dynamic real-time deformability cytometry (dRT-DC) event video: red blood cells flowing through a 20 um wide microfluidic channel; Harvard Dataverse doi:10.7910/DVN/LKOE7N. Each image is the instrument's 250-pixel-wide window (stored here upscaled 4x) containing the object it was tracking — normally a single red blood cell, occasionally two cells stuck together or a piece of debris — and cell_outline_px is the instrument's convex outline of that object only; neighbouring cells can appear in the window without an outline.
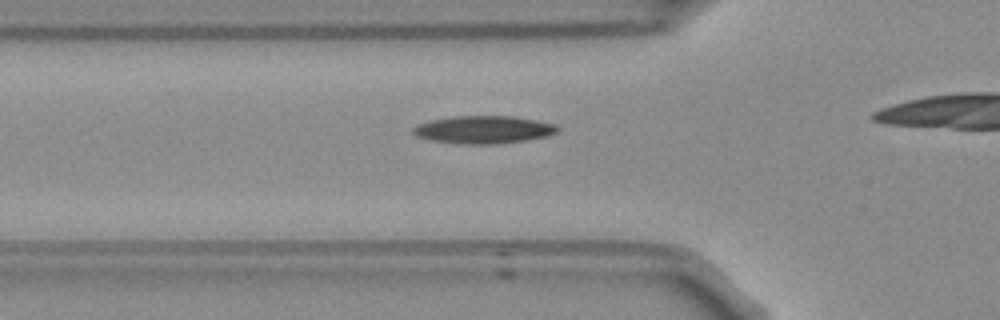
{"species": "Egyptian fruit bat (a non-hibernating species)", "species_latin": "Rousettus aegyptiacus", "temperature_condition": "room temperature", "stored_images_in_passage": 29, "camera_frame_rate_fps": 3000, "um_per_image_px": 0.085, "frame": {"image": 1, "passage_image": 3, "time_ms": 0.667, "image_size_px": [1000, 320], "cell_outline_px": [[560, 132], [548, 136], [524, 140], [492, 144], [456, 144], [432, 140], [416, 136], [412, 132], [412, 128], [420, 124], [432, 120], [456, 116], [512, 116], [536, 120], [556, 124], [560, 128]], "centroid_in_image_um": [41.15, 11.02], "position_along_channel_um": 84.7, "area_um2": 23.29}}
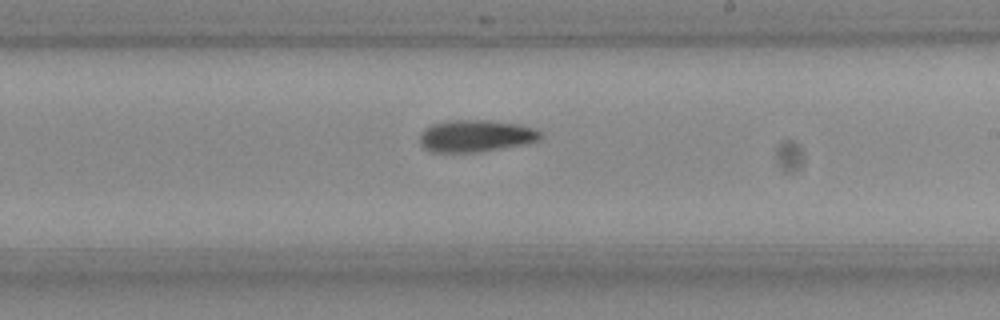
{"frame": {"image": 2, "passage_image": 16, "time_ms": 5.0, "image_size_px": [1000, 320], "cell_outline_px": [[544, 136], [540, 140], [528, 144], [476, 152], [432, 152], [424, 148], [420, 144], [420, 132], [424, 128], [432, 124], [448, 120], [488, 120], [520, 124], [536, 128]], "centroid_in_image_um": [40.47, 11.55], "position_along_channel_um": 248.5, "area_um2": 22.89}}
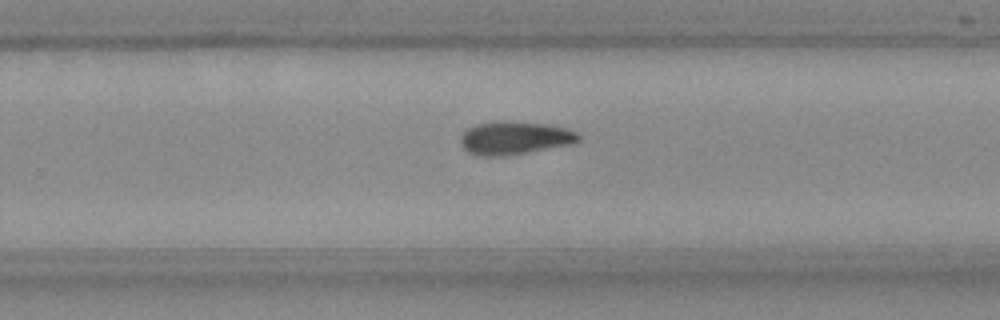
{"frame": {"image": 3, "passage_image": 19, "time_ms": 6.0, "image_size_px": [1000, 320], "cell_outline_px": [[580, 140], [568, 144], [508, 156], [476, 156], [468, 152], [460, 144], [460, 136], [468, 128], [476, 124], [496, 120], [508, 120], [544, 124], [564, 128], [576, 132], [580, 136]], "centroid_in_image_um": [43.66, 11.72], "position_along_channel_um": 286.1, "area_um2": 22.83}}